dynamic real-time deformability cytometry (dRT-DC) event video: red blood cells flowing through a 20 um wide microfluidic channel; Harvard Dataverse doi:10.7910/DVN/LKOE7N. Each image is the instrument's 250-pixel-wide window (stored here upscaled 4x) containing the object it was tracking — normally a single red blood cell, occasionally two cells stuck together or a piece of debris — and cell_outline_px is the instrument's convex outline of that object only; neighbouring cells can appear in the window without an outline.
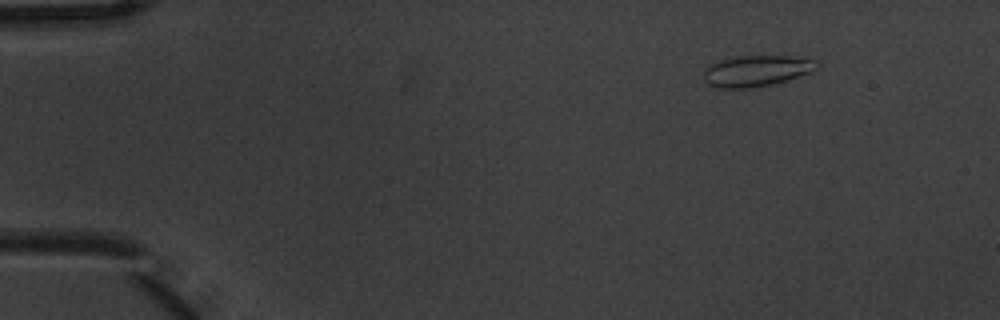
{"species": "common noctule bat (a hibernating species)", "species_latin": "Nyctalus noctula", "temperature_condition": "warm", "stored_images_in_passage": 4, "camera_frame_rate_fps": 3000, "um_per_image_px": 0.085, "animal": {"sex": "male", "body_mass_g": 20.1, "forearm_length_mm": 53.5}, "frame": {"image": 1, "passage_image": 1, "time_ms": 0.0, "image_size_px": [1000, 320], "cell_outline_px": [[820, 64], [812, 72], [784, 80], [752, 88], [716, 88], [708, 84], [704, 80], [704, 68], [708, 64], [716, 60], [740, 56], [788, 56], [816, 60]], "centroid_in_image_um": [64.23, 6.01], "position_along_channel_um": 20.8, "area_um2": 20.46}}